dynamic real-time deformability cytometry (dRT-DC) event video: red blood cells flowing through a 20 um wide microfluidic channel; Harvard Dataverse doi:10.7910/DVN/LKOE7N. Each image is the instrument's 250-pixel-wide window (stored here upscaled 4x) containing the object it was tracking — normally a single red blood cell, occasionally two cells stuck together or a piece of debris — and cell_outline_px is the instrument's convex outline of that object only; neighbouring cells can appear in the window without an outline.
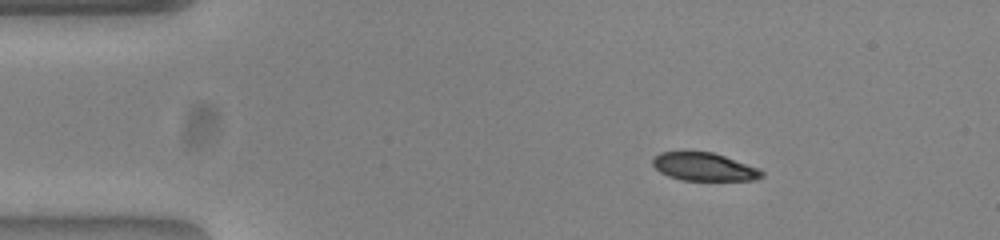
{"species": "common noctule bat (a hibernating species)", "species_latin": "Nyctalus noctula", "temperature_condition": "warm", "stored_images_in_passage": 46, "camera_frame_rate_fps": 3000, "um_per_image_px": 0.085, "animal": {"sex": "female", "body_mass_g": 23.0, "forearm_length_mm": 53.4}, "frame": {"image": 1, "passage_image": 1, "time_ms": 0.0, "image_size_px": [1000, 240], "cell_outline_px": [[764, 176], [752, 180], [684, 180], [668, 176], [660, 172], [652, 164], [652, 156], [660, 152], [712, 152], [760, 168], [764, 172]], "centroid_in_image_um": [59.84, 14.18], "position_along_channel_um": 25.2, "area_um2": 17.8}}
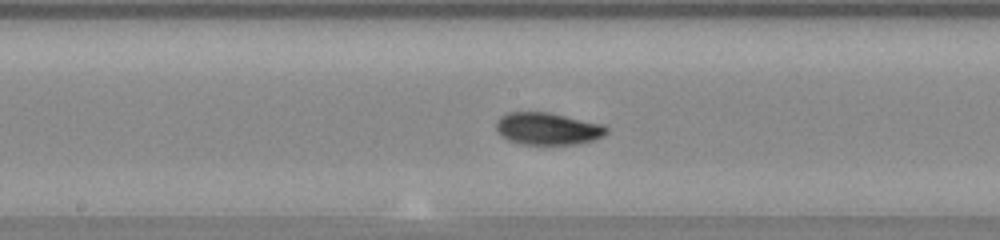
{"frame": {"image": 2, "passage_image": 20, "time_ms": 6.333, "image_size_px": [1000, 240], "cell_outline_px": [[608, 132], [592, 140], [576, 144], [520, 144], [508, 140], [500, 136], [496, 132], [496, 120], [500, 116], [508, 112], [548, 112], [604, 124], [608, 128]], "centroid_in_image_um": [46.5, 10.93], "position_along_channel_um": 201.7, "area_um2": 20.81}}
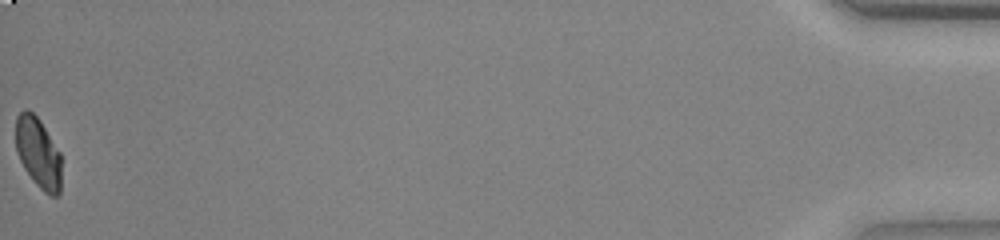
{"frame": {"image": 3, "passage_image": 46, "time_ms": 15.0, "image_size_px": [1000, 240], "cell_outline_px": [[60, 192], [56, 196], [48, 196], [32, 180], [24, 168], [16, 152], [16, 116], [24, 108], [28, 108], [40, 120], [60, 152]], "centroid_in_image_um": [3.23, 12.98], "position_along_channel_um": 432.0, "area_um2": 18.84}, "authors_computed_cell_mechanics": {"area_um2": 20.1722, "velocity_mm_per_s": 3.8644, "shape_relaxation_time_tau1_ms": 4.1962, "shape_relaxation_time_tau2_ms": 1.3779, "deformation_change_tau1": 0.1666, "deformation_change_tau2": 0.0382}}